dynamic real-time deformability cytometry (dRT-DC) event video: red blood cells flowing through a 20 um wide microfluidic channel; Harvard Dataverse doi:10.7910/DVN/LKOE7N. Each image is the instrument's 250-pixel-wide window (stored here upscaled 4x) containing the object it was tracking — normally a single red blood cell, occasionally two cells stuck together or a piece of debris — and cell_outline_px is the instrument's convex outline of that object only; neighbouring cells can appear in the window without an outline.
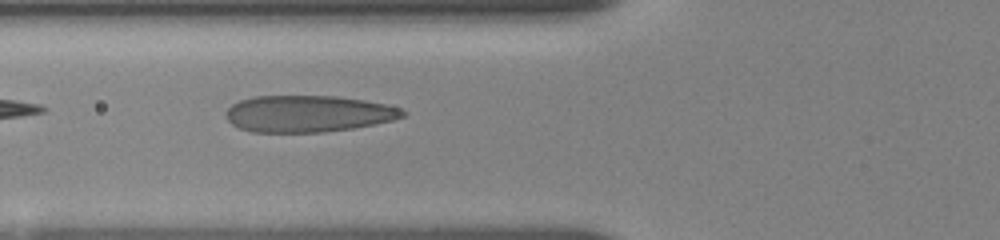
{"species": "human", "species_latin": "Homo sapiens", "temperature_condition": "room temperature", "stored_images_in_passage": 7, "camera_frame_rate_fps": 3000, "um_per_image_px": 0.085, "donor": {"sex": "female"}, "frame": {"image": 1, "passage_image": 3, "time_ms": 1.333, "image_size_px": [1000, 240], "cell_outline_px": [[408, 112], [404, 116], [392, 120], [352, 128], [324, 132], [252, 132], [240, 128], [232, 124], [224, 116], [224, 112], [232, 104], [240, 100], [252, 96], [336, 96], [364, 100], [384, 104], [400, 108]], "centroid_in_image_um": [26.14, 9.66], "position_along_channel_um": 99.7, "area_um2": 37.74}}
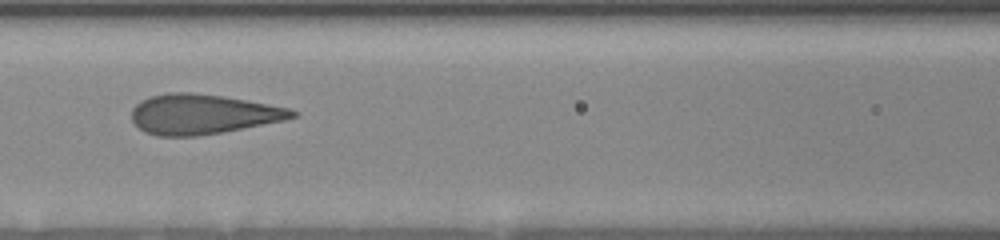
{"frame": {"image": 2, "passage_image": 5, "time_ms": 2.667, "image_size_px": [1000, 240], "cell_outline_px": [[296, 116], [284, 120], [224, 132], [196, 136], [156, 136], [144, 132], [132, 120], [132, 108], [140, 100], [148, 96], [168, 92], [192, 92], [224, 96], [288, 108], [296, 112]], "centroid_in_image_um": [17.17, 9.7], "position_along_channel_um": 149.4, "area_um2": 37.34}}
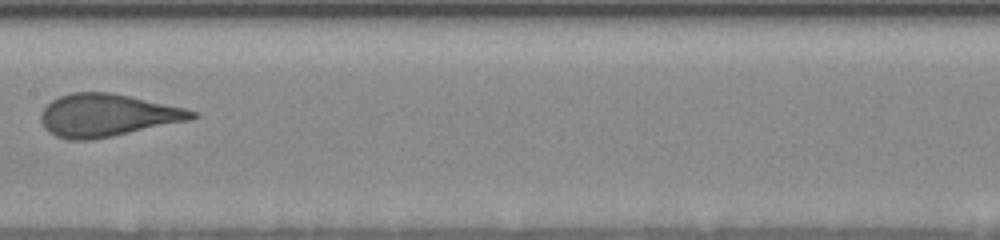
{"frame": {"image": 3, "passage_image": 7, "time_ms": 4.0, "image_size_px": [1000, 240], "cell_outline_px": [[200, 116], [192, 120], [92, 140], [68, 140], [56, 136], [48, 132], [44, 128], [40, 120], [40, 112], [52, 100], [60, 96], [72, 92], [112, 92], [184, 108], [196, 112]], "centroid_in_image_um": [9.1, 9.8], "position_along_channel_um": 198.3, "area_um2": 37.63}}